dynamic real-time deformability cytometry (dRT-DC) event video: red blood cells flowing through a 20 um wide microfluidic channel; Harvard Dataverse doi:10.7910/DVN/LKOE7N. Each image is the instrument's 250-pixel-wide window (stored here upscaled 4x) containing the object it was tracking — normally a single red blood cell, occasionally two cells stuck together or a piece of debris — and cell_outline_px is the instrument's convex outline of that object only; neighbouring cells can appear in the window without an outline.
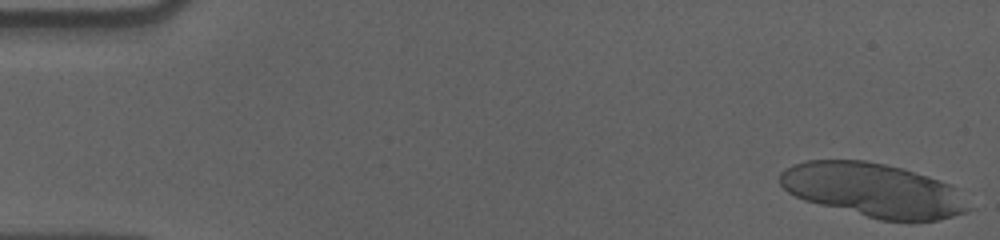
{"species": "human", "species_latin": "Homo sapiens", "temperature_condition": "cold", "stored_images_in_passage": 18, "camera_frame_rate_fps": 3000, "um_per_image_px": 0.085, "donor": {"sex": "male"}, "frame": {"image": 1, "passage_image": 1, "time_ms": 0.0, "image_size_px": [1000, 240], "cell_outline_px": [[976, 208], [968, 212], [940, 220], [880, 220], [804, 200], [788, 192], [780, 184], [780, 172], [784, 168], [792, 164], [808, 160], [864, 160], [904, 168], [952, 184]], "centroid_in_image_um": [74.3, 16.16], "position_along_channel_um": 10.7, "area_um2": 59.65}}